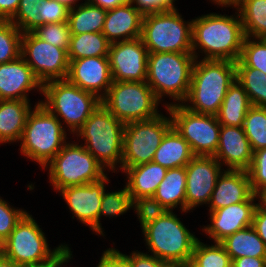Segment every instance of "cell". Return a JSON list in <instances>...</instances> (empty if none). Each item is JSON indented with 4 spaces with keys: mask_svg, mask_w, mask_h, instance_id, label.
I'll list each match as a JSON object with an SVG mask.
<instances>
[{
    "mask_svg": "<svg viewBox=\"0 0 266 267\" xmlns=\"http://www.w3.org/2000/svg\"><path fill=\"white\" fill-rule=\"evenodd\" d=\"M242 20L233 15L208 13L192 19V53L195 59H216L236 62L245 40ZM204 54V55H203Z\"/></svg>",
    "mask_w": 266,
    "mask_h": 267,
    "instance_id": "obj_1",
    "label": "cell"
},
{
    "mask_svg": "<svg viewBox=\"0 0 266 267\" xmlns=\"http://www.w3.org/2000/svg\"><path fill=\"white\" fill-rule=\"evenodd\" d=\"M235 79V62L196 59L189 91L181 104L196 113L216 115Z\"/></svg>",
    "mask_w": 266,
    "mask_h": 267,
    "instance_id": "obj_2",
    "label": "cell"
},
{
    "mask_svg": "<svg viewBox=\"0 0 266 267\" xmlns=\"http://www.w3.org/2000/svg\"><path fill=\"white\" fill-rule=\"evenodd\" d=\"M124 128L125 124L101 103L75 136L77 140L79 137L84 141L81 144L105 170L117 173L120 172L122 164Z\"/></svg>",
    "mask_w": 266,
    "mask_h": 267,
    "instance_id": "obj_3",
    "label": "cell"
},
{
    "mask_svg": "<svg viewBox=\"0 0 266 267\" xmlns=\"http://www.w3.org/2000/svg\"><path fill=\"white\" fill-rule=\"evenodd\" d=\"M195 60L192 52L148 54L146 83L160 102L164 96L173 100L163 106L181 104L186 99Z\"/></svg>",
    "mask_w": 266,
    "mask_h": 267,
    "instance_id": "obj_4",
    "label": "cell"
},
{
    "mask_svg": "<svg viewBox=\"0 0 266 267\" xmlns=\"http://www.w3.org/2000/svg\"><path fill=\"white\" fill-rule=\"evenodd\" d=\"M38 101L30 111L20 139V153L43 169L68 142L60 120Z\"/></svg>",
    "mask_w": 266,
    "mask_h": 267,
    "instance_id": "obj_5",
    "label": "cell"
},
{
    "mask_svg": "<svg viewBox=\"0 0 266 267\" xmlns=\"http://www.w3.org/2000/svg\"><path fill=\"white\" fill-rule=\"evenodd\" d=\"M42 95L44 98L40 103L60 120L62 126L64 122L73 136L101 104L95 94L80 89L67 79L45 82Z\"/></svg>",
    "mask_w": 266,
    "mask_h": 267,
    "instance_id": "obj_6",
    "label": "cell"
},
{
    "mask_svg": "<svg viewBox=\"0 0 266 267\" xmlns=\"http://www.w3.org/2000/svg\"><path fill=\"white\" fill-rule=\"evenodd\" d=\"M47 237L32 214L26 213L3 242V256L21 267H41L52 264L68 245L50 249Z\"/></svg>",
    "mask_w": 266,
    "mask_h": 267,
    "instance_id": "obj_7",
    "label": "cell"
},
{
    "mask_svg": "<svg viewBox=\"0 0 266 267\" xmlns=\"http://www.w3.org/2000/svg\"><path fill=\"white\" fill-rule=\"evenodd\" d=\"M175 212L166 211L155 222L142 228L148 253L161 260L187 262L198 238L183 224Z\"/></svg>",
    "mask_w": 266,
    "mask_h": 267,
    "instance_id": "obj_8",
    "label": "cell"
},
{
    "mask_svg": "<svg viewBox=\"0 0 266 267\" xmlns=\"http://www.w3.org/2000/svg\"><path fill=\"white\" fill-rule=\"evenodd\" d=\"M43 169H48L49 183L56 192L68 186L96 182L107 175L97 159L74 141H68Z\"/></svg>",
    "mask_w": 266,
    "mask_h": 267,
    "instance_id": "obj_9",
    "label": "cell"
},
{
    "mask_svg": "<svg viewBox=\"0 0 266 267\" xmlns=\"http://www.w3.org/2000/svg\"><path fill=\"white\" fill-rule=\"evenodd\" d=\"M183 19L177 8L145 14L141 38L148 52H192V20Z\"/></svg>",
    "mask_w": 266,
    "mask_h": 267,
    "instance_id": "obj_10",
    "label": "cell"
},
{
    "mask_svg": "<svg viewBox=\"0 0 266 267\" xmlns=\"http://www.w3.org/2000/svg\"><path fill=\"white\" fill-rule=\"evenodd\" d=\"M101 103L124 124L157 117L160 102L145 82L113 81ZM160 112V113H159Z\"/></svg>",
    "mask_w": 266,
    "mask_h": 267,
    "instance_id": "obj_11",
    "label": "cell"
},
{
    "mask_svg": "<svg viewBox=\"0 0 266 267\" xmlns=\"http://www.w3.org/2000/svg\"><path fill=\"white\" fill-rule=\"evenodd\" d=\"M168 117L159 114L146 121H133L125 124L123 134V153L121 172L153 160L154 154L161 144L166 132L172 127L170 114Z\"/></svg>",
    "mask_w": 266,
    "mask_h": 267,
    "instance_id": "obj_12",
    "label": "cell"
},
{
    "mask_svg": "<svg viewBox=\"0 0 266 267\" xmlns=\"http://www.w3.org/2000/svg\"><path fill=\"white\" fill-rule=\"evenodd\" d=\"M172 126L188 142L195 156H214L219 143L221 124L216 115L193 112L182 104L165 108Z\"/></svg>",
    "mask_w": 266,
    "mask_h": 267,
    "instance_id": "obj_13",
    "label": "cell"
},
{
    "mask_svg": "<svg viewBox=\"0 0 266 267\" xmlns=\"http://www.w3.org/2000/svg\"><path fill=\"white\" fill-rule=\"evenodd\" d=\"M21 57L42 84L67 78L69 70L67 51L40 39L33 32L22 33Z\"/></svg>",
    "mask_w": 266,
    "mask_h": 267,
    "instance_id": "obj_14",
    "label": "cell"
},
{
    "mask_svg": "<svg viewBox=\"0 0 266 267\" xmlns=\"http://www.w3.org/2000/svg\"><path fill=\"white\" fill-rule=\"evenodd\" d=\"M148 54L141 37L111 43L108 59L112 80L145 82Z\"/></svg>",
    "mask_w": 266,
    "mask_h": 267,
    "instance_id": "obj_15",
    "label": "cell"
},
{
    "mask_svg": "<svg viewBox=\"0 0 266 267\" xmlns=\"http://www.w3.org/2000/svg\"><path fill=\"white\" fill-rule=\"evenodd\" d=\"M185 168L186 212H190L208 205L217 179L225 169L214 156H194Z\"/></svg>",
    "mask_w": 266,
    "mask_h": 267,
    "instance_id": "obj_16",
    "label": "cell"
},
{
    "mask_svg": "<svg viewBox=\"0 0 266 267\" xmlns=\"http://www.w3.org/2000/svg\"><path fill=\"white\" fill-rule=\"evenodd\" d=\"M109 177L106 175L96 182L85 185L68 186L58 191L68 205L72 218H77L82 224L89 226L92 232L98 235V220L103 193L106 184L109 185Z\"/></svg>",
    "mask_w": 266,
    "mask_h": 267,
    "instance_id": "obj_17",
    "label": "cell"
},
{
    "mask_svg": "<svg viewBox=\"0 0 266 267\" xmlns=\"http://www.w3.org/2000/svg\"><path fill=\"white\" fill-rule=\"evenodd\" d=\"M259 203V196L252 194L245 202L209 212L210 224L204 226L202 231L213 242H221L229 235L252 225L254 212Z\"/></svg>",
    "mask_w": 266,
    "mask_h": 267,
    "instance_id": "obj_18",
    "label": "cell"
},
{
    "mask_svg": "<svg viewBox=\"0 0 266 267\" xmlns=\"http://www.w3.org/2000/svg\"><path fill=\"white\" fill-rule=\"evenodd\" d=\"M70 83L102 99L112 85L108 57H87L69 59L66 78Z\"/></svg>",
    "mask_w": 266,
    "mask_h": 267,
    "instance_id": "obj_19",
    "label": "cell"
},
{
    "mask_svg": "<svg viewBox=\"0 0 266 267\" xmlns=\"http://www.w3.org/2000/svg\"><path fill=\"white\" fill-rule=\"evenodd\" d=\"M214 157L227 168L247 171L252 163L253 150L243 127L221 125L218 149Z\"/></svg>",
    "mask_w": 266,
    "mask_h": 267,
    "instance_id": "obj_20",
    "label": "cell"
},
{
    "mask_svg": "<svg viewBox=\"0 0 266 267\" xmlns=\"http://www.w3.org/2000/svg\"><path fill=\"white\" fill-rule=\"evenodd\" d=\"M42 94V83L20 56L18 59L0 64V100H30L29 91Z\"/></svg>",
    "mask_w": 266,
    "mask_h": 267,
    "instance_id": "obj_21",
    "label": "cell"
},
{
    "mask_svg": "<svg viewBox=\"0 0 266 267\" xmlns=\"http://www.w3.org/2000/svg\"><path fill=\"white\" fill-rule=\"evenodd\" d=\"M252 194L247 171L224 170L217 179L208 203V210L212 212L231 204L245 202Z\"/></svg>",
    "mask_w": 266,
    "mask_h": 267,
    "instance_id": "obj_22",
    "label": "cell"
},
{
    "mask_svg": "<svg viewBox=\"0 0 266 267\" xmlns=\"http://www.w3.org/2000/svg\"><path fill=\"white\" fill-rule=\"evenodd\" d=\"M143 14L129 1L107 10L102 33L110 43L141 37Z\"/></svg>",
    "mask_w": 266,
    "mask_h": 267,
    "instance_id": "obj_23",
    "label": "cell"
},
{
    "mask_svg": "<svg viewBox=\"0 0 266 267\" xmlns=\"http://www.w3.org/2000/svg\"><path fill=\"white\" fill-rule=\"evenodd\" d=\"M167 170L153 161L128 167L124 173L127 181L125 184L131 200L153 197Z\"/></svg>",
    "mask_w": 266,
    "mask_h": 267,
    "instance_id": "obj_24",
    "label": "cell"
},
{
    "mask_svg": "<svg viewBox=\"0 0 266 267\" xmlns=\"http://www.w3.org/2000/svg\"><path fill=\"white\" fill-rule=\"evenodd\" d=\"M32 109L30 100H0V144L20 141Z\"/></svg>",
    "mask_w": 266,
    "mask_h": 267,
    "instance_id": "obj_25",
    "label": "cell"
},
{
    "mask_svg": "<svg viewBox=\"0 0 266 267\" xmlns=\"http://www.w3.org/2000/svg\"><path fill=\"white\" fill-rule=\"evenodd\" d=\"M194 156L188 142L172 126L163 137L152 161L172 169L185 167Z\"/></svg>",
    "mask_w": 266,
    "mask_h": 267,
    "instance_id": "obj_26",
    "label": "cell"
},
{
    "mask_svg": "<svg viewBox=\"0 0 266 267\" xmlns=\"http://www.w3.org/2000/svg\"><path fill=\"white\" fill-rule=\"evenodd\" d=\"M168 211L180 208L186 212V168L168 169L162 182L153 196Z\"/></svg>",
    "mask_w": 266,
    "mask_h": 267,
    "instance_id": "obj_27",
    "label": "cell"
},
{
    "mask_svg": "<svg viewBox=\"0 0 266 267\" xmlns=\"http://www.w3.org/2000/svg\"><path fill=\"white\" fill-rule=\"evenodd\" d=\"M251 106L245 89L235 79L216 114L217 120L221 125L243 127L245 116Z\"/></svg>",
    "mask_w": 266,
    "mask_h": 267,
    "instance_id": "obj_28",
    "label": "cell"
},
{
    "mask_svg": "<svg viewBox=\"0 0 266 267\" xmlns=\"http://www.w3.org/2000/svg\"><path fill=\"white\" fill-rule=\"evenodd\" d=\"M220 243L231 261L245 256L266 258V245L252 225L229 235Z\"/></svg>",
    "mask_w": 266,
    "mask_h": 267,
    "instance_id": "obj_29",
    "label": "cell"
},
{
    "mask_svg": "<svg viewBox=\"0 0 266 267\" xmlns=\"http://www.w3.org/2000/svg\"><path fill=\"white\" fill-rule=\"evenodd\" d=\"M107 10L87 1L69 9L68 23L71 35L102 32Z\"/></svg>",
    "mask_w": 266,
    "mask_h": 267,
    "instance_id": "obj_30",
    "label": "cell"
},
{
    "mask_svg": "<svg viewBox=\"0 0 266 267\" xmlns=\"http://www.w3.org/2000/svg\"><path fill=\"white\" fill-rule=\"evenodd\" d=\"M110 44L102 32L71 35L67 51L68 59L108 57Z\"/></svg>",
    "mask_w": 266,
    "mask_h": 267,
    "instance_id": "obj_31",
    "label": "cell"
},
{
    "mask_svg": "<svg viewBox=\"0 0 266 267\" xmlns=\"http://www.w3.org/2000/svg\"><path fill=\"white\" fill-rule=\"evenodd\" d=\"M234 8L240 15L246 37H265L266 0H241Z\"/></svg>",
    "mask_w": 266,
    "mask_h": 267,
    "instance_id": "obj_32",
    "label": "cell"
},
{
    "mask_svg": "<svg viewBox=\"0 0 266 267\" xmlns=\"http://www.w3.org/2000/svg\"><path fill=\"white\" fill-rule=\"evenodd\" d=\"M236 79L245 89L252 105L262 107V95L266 74L247 67L240 59L236 62Z\"/></svg>",
    "mask_w": 266,
    "mask_h": 267,
    "instance_id": "obj_33",
    "label": "cell"
},
{
    "mask_svg": "<svg viewBox=\"0 0 266 267\" xmlns=\"http://www.w3.org/2000/svg\"><path fill=\"white\" fill-rule=\"evenodd\" d=\"M243 129L253 152L266 148V108L252 105L245 116Z\"/></svg>",
    "mask_w": 266,
    "mask_h": 267,
    "instance_id": "obj_34",
    "label": "cell"
},
{
    "mask_svg": "<svg viewBox=\"0 0 266 267\" xmlns=\"http://www.w3.org/2000/svg\"><path fill=\"white\" fill-rule=\"evenodd\" d=\"M132 209V200L129 195V191L127 186L124 185L123 189H119L118 191L106 192V189L103 193V198L101 202L99 220H98V236L105 234L101 224V217H109L114 218L120 215L127 213V211Z\"/></svg>",
    "mask_w": 266,
    "mask_h": 267,
    "instance_id": "obj_35",
    "label": "cell"
},
{
    "mask_svg": "<svg viewBox=\"0 0 266 267\" xmlns=\"http://www.w3.org/2000/svg\"><path fill=\"white\" fill-rule=\"evenodd\" d=\"M192 258L201 267H231L232 261L224 246L220 242L204 244L197 240Z\"/></svg>",
    "mask_w": 266,
    "mask_h": 267,
    "instance_id": "obj_36",
    "label": "cell"
},
{
    "mask_svg": "<svg viewBox=\"0 0 266 267\" xmlns=\"http://www.w3.org/2000/svg\"><path fill=\"white\" fill-rule=\"evenodd\" d=\"M22 32L10 20H0V64L21 56Z\"/></svg>",
    "mask_w": 266,
    "mask_h": 267,
    "instance_id": "obj_37",
    "label": "cell"
},
{
    "mask_svg": "<svg viewBox=\"0 0 266 267\" xmlns=\"http://www.w3.org/2000/svg\"><path fill=\"white\" fill-rule=\"evenodd\" d=\"M40 0H20L19 7L10 21L22 33L32 32L42 25Z\"/></svg>",
    "mask_w": 266,
    "mask_h": 267,
    "instance_id": "obj_38",
    "label": "cell"
},
{
    "mask_svg": "<svg viewBox=\"0 0 266 267\" xmlns=\"http://www.w3.org/2000/svg\"><path fill=\"white\" fill-rule=\"evenodd\" d=\"M239 59L247 67L266 74V40L264 38L245 37Z\"/></svg>",
    "mask_w": 266,
    "mask_h": 267,
    "instance_id": "obj_39",
    "label": "cell"
},
{
    "mask_svg": "<svg viewBox=\"0 0 266 267\" xmlns=\"http://www.w3.org/2000/svg\"><path fill=\"white\" fill-rule=\"evenodd\" d=\"M40 39L68 51L70 42L69 23H46L32 31Z\"/></svg>",
    "mask_w": 266,
    "mask_h": 267,
    "instance_id": "obj_40",
    "label": "cell"
},
{
    "mask_svg": "<svg viewBox=\"0 0 266 267\" xmlns=\"http://www.w3.org/2000/svg\"><path fill=\"white\" fill-rule=\"evenodd\" d=\"M132 210L137 214L141 229L155 222L167 211L154 197H141L132 200Z\"/></svg>",
    "mask_w": 266,
    "mask_h": 267,
    "instance_id": "obj_41",
    "label": "cell"
},
{
    "mask_svg": "<svg viewBox=\"0 0 266 267\" xmlns=\"http://www.w3.org/2000/svg\"><path fill=\"white\" fill-rule=\"evenodd\" d=\"M247 172L253 194L260 196L266 191V148L253 152L252 163Z\"/></svg>",
    "mask_w": 266,
    "mask_h": 267,
    "instance_id": "obj_42",
    "label": "cell"
},
{
    "mask_svg": "<svg viewBox=\"0 0 266 267\" xmlns=\"http://www.w3.org/2000/svg\"><path fill=\"white\" fill-rule=\"evenodd\" d=\"M26 213V210L14 208L0 196V240L2 242L9 237Z\"/></svg>",
    "mask_w": 266,
    "mask_h": 267,
    "instance_id": "obj_43",
    "label": "cell"
},
{
    "mask_svg": "<svg viewBox=\"0 0 266 267\" xmlns=\"http://www.w3.org/2000/svg\"><path fill=\"white\" fill-rule=\"evenodd\" d=\"M42 25L46 23H62L68 21V12L64 4L55 0H40Z\"/></svg>",
    "mask_w": 266,
    "mask_h": 267,
    "instance_id": "obj_44",
    "label": "cell"
},
{
    "mask_svg": "<svg viewBox=\"0 0 266 267\" xmlns=\"http://www.w3.org/2000/svg\"><path fill=\"white\" fill-rule=\"evenodd\" d=\"M143 15L176 9L177 0H128Z\"/></svg>",
    "mask_w": 266,
    "mask_h": 267,
    "instance_id": "obj_45",
    "label": "cell"
},
{
    "mask_svg": "<svg viewBox=\"0 0 266 267\" xmlns=\"http://www.w3.org/2000/svg\"><path fill=\"white\" fill-rule=\"evenodd\" d=\"M96 267H132L129 259L115 247L103 251Z\"/></svg>",
    "mask_w": 266,
    "mask_h": 267,
    "instance_id": "obj_46",
    "label": "cell"
},
{
    "mask_svg": "<svg viewBox=\"0 0 266 267\" xmlns=\"http://www.w3.org/2000/svg\"><path fill=\"white\" fill-rule=\"evenodd\" d=\"M131 262L132 267H160L161 259L148 253L132 251L130 255L124 254Z\"/></svg>",
    "mask_w": 266,
    "mask_h": 267,
    "instance_id": "obj_47",
    "label": "cell"
},
{
    "mask_svg": "<svg viewBox=\"0 0 266 267\" xmlns=\"http://www.w3.org/2000/svg\"><path fill=\"white\" fill-rule=\"evenodd\" d=\"M252 227L266 245V209L260 203L255 209Z\"/></svg>",
    "mask_w": 266,
    "mask_h": 267,
    "instance_id": "obj_48",
    "label": "cell"
},
{
    "mask_svg": "<svg viewBox=\"0 0 266 267\" xmlns=\"http://www.w3.org/2000/svg\"><path fill=\"white\" fill-rule=\"evenodd\" d=\"M20 0H0V20H10L19 7Z\"/></svg>",
    "mask_w": 266,
    "mask_h": 267,
    "instance_id": "obj_49",
    "label": "cell"
},
{
    "mask_svg": "<svg viewBox=\"0 0 266 267\" xmlns=\"http://www.w3.org/2000/svg\"><path fill=\"white\" fill-rule=\"evenodd\" d=\"M231 267H266V258L241 257L232 260Z\"/></svg>",
    "mask_w": 266,
    "mask_h": 267,
    "instance_id": "obj_50",
    "label": "cell"
},
{
    "mask_svg": "<svg viewBox=\"0 0 266 267\" xmlns=\"http://www.w3.org/2000/svg\"><path fill=\"white\" fill-rule=\"evenodd\" d=\"M102 9L109 10L125 4L128 0H85Z\"/></svg>",
    "mask_w": 266,
    "mask_h": 267,
    "instance_id": "obj_51",
    "label": "cell"
},
{
    "mask_svg": "<svg viewBox=\"0 0 266 267\" xmlns=\"http://www.w3.org/2000/svg\"><path fill=\"white\" fill-rule=\"evenodd\" d=\"M73 251L68 247L66 251H64L49 267H65L68 262L73 258Z\"/></svg>",
    "mask_w": 266,
    "mask_h": 267,
    "instance_id": "obj_52",
    "label": "cell"
},
{
    "mask_svg": "<svg viewBox=\"0 0 266 267\" xmlns=\"http://www.w3.org/2000/svg\"><path fill=\"white\" fill-rule=\"evenodd\" d=\"M213 4L218 5L219 7H232L234 8L241 0H209Z\"/></svg>",
    "mask_w": 266,
    "mask_h": 267,
    "instance_id": "obj_53",
    "label": "cell"
},
{
    "mask_svg": "<svg viewBox=\"0 0 266 267\" xmlns=\"http://www.w3.org/2000/svg\"><path fill=\"white\" fill-rule=\"evenodd\" d=\"M160 267H186V262L177 260H161Z\"/></svg>",
    "mask_w": 266,
    "mask_h": 267,
    "instance_id": "obj_54",
    "label": "cell"
},
{
    "mask_svg": "<svg viewBox=\"0 0 266 267\" xmlns=\"http://www.w3.org/2000/svg\"><path fill=\"white\" fill-rule=\"evenodd\" d=\"M0 267H21L16 264L14 261L2 256L0 258Z\"/></svg>",
    "mask_w": 266,
    "mask_h": 267,
    "instance_id": "obj_55",
    "label": "cell"
},
{
    "mask_svg": "<svg viewBox=\"0 0 266 267\" xmlns=\"http://www.w3.org/2000/svg\"><path fill=\"white\" fill-rule=\"evenodd\" d=\"M55 1H58L59 3L64 4L69 9L74 8V7L79 5V4H77V3H79L78 2L79 0H55Z\"/></svg>",
    "mask_w": 266,
    "mask_h": 267,
    "instance_id": "obj_56",
    "label": "cell"
},
{
    "mask_svg": "<svg viewBox=\"0 0 266 267\" xmlns=\"http://www.w3.org/2000/svg\"><path fill=\"white\" fill-rule=\"evenodd\" d=\"M186 267H201L192 257L186 262Z\"/></svg>",
    "mask_w": 266,
    "mask_h": 267,
    "instance_id": "obj_57",
    "label": "cell"
},
{
    "mask_svg": "<svg viewBox=\"0 0 266 267\" xmlns=\"http://www.w3.org/2000/svg\"><path fill=\"white\" fill-rule=\"evenodd\" d=\"M260 204L266 209V191L262 193L260 196Z\"/></svg>",
    "mask_w": 266,
    "mask_h": 267,
    "instance_id": "obj_58",
    "label": "cell"
},
{
    "mask_svg": "<svg viewBox=\"0 0 266 267\" xmlns=\"http://www.w3.org/2000/svg\"><path fill=\"white\" fill-rule=\"evenodd\" d=\"M262 107H265L266 108V85H264V89H263Z\"/></svg>",
    "mask_w": 266,
    "mask_h": 267,
    "instance_id": "obj_59",
    "label": "cell"
},
{
    "mask_svg": "<svg viewBox=\"0 0 266 267\" xmlns=\"http://www.w3.org/2000/svg\"><path fill=\"white\" fill-rule=\"evenodd\" d=\"M3 256V242L0 240V258Z\"/></svg>",
    "mask_w": 266,
    "mask_h": 267,
    "instance_id": "obj_60",
    "label": "cell"
}]
</instances>
